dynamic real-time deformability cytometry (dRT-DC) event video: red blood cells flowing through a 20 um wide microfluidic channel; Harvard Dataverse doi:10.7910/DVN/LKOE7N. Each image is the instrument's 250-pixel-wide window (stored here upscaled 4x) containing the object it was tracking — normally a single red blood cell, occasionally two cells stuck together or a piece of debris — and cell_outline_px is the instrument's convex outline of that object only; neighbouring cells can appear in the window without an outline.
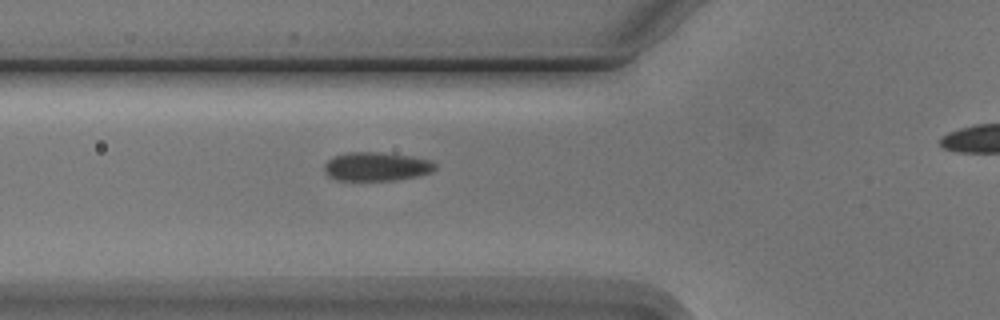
{"species": "Egyptian fruit bat (a non-hibernating species)", "species_latin": "Rousettus aegyptiacus", "temperature_condition": "cold", "stored_images_in_passage": 6, "segment_of_instrument_passage": [1, 2], "camera_frame_rate_fps": 3000, "um_per_image_px": 0.085, "animal": {"sex": "male"}, "frame": {"image": 1, "passage_image": 5, "time_ms": 5.667, "image_size_px": [1000, 320], "cell_outline_px": [[436, 168], [432, 172], [416, 176], [396, 180], [336, 180], [328, 176], [324, 172], [324, 164], [332, 156], [348, 152], [380, 152], [412, 156], [432, 160], [436, 164]], "centroid_in_image_um": [31.99, 14.15], "position_along_channel_um": 93.8, "area_um2": 18.79}}